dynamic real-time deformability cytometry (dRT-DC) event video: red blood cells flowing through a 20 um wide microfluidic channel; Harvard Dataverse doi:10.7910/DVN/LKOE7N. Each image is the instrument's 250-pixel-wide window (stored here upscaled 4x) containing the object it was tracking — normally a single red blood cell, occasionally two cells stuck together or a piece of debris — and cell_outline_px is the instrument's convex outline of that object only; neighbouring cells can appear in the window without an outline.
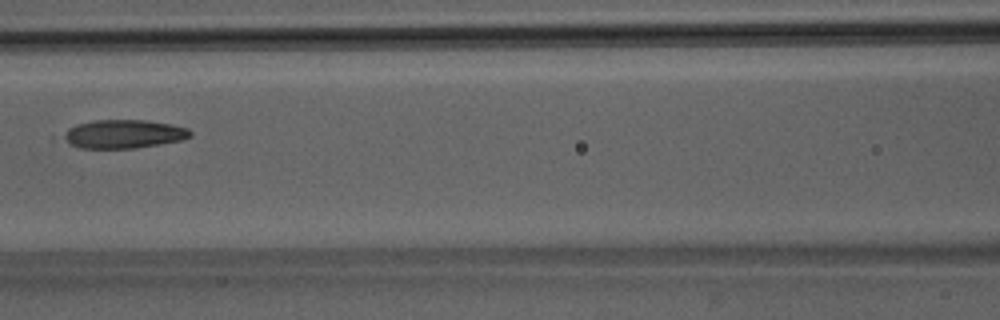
{"species": "Egyptian fruit bat (a non-hibernating species)", "species_latin": "Rousettus aegyptiacus", "temperature_condition": "room temperature", "stored_images_in_passage": 7, "camera_frame_rate_fps": 3000, "um_per_image_px": 0.085, "animal": {"sex": "male"}, "frame": {"image": 1, "passage_image": 7, "time_ms": 7.333, "image_size_px": [1000, 320], "cell_outline_px": [[192, 136], [180, 140], [160, 144], [136, 148], [80, 148], [68, 144], [60, 140], [60, 136], [68, 128], [76, 124], [92, 120], [144, 120], [172, 124], [188, 128], [192, 132]], "centroid_in_image_um": [10.44, 11.39], "position_along_channel_um": 156.2, "area_um2": 21.44}}